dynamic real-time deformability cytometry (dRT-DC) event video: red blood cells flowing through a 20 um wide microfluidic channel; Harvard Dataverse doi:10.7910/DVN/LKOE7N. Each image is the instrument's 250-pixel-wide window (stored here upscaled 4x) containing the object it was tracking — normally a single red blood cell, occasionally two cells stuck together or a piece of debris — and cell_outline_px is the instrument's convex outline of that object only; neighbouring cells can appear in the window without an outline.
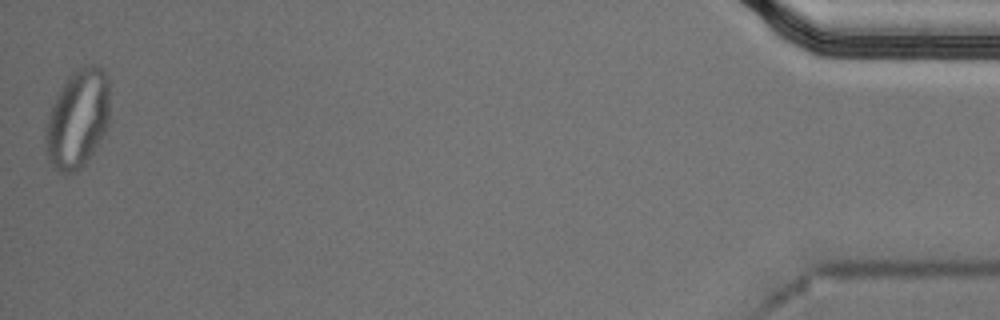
{"species": "Egyptian fruit bat (a non-hibernating species)", "species_latin": "Rousettus aegyptiacus", "temperature_condition": "cold", "stored_images_in_passage": 55, "segment_of_instrument_passage": [2, 2], "camera_frame_rate_fps": 3000, "um_per_image_px": 0.085, "animal": {"sex": "male"}, "frame": {"image": 1, "passage_image": 55, "time_ms": 18.0, "image_size_px": [1000, 320], "cell_outline_px": [[108, 124], [104, 132], [92, 152], [84, 164], [76, 172], [60, 172], [52, 168], [48, 160], [44, 140], [44, 128], [52, 104], [56, 96], [68, 76], [72, 72], [84, 64], [96, 64], [104, 68], [108, 76]], "centroid_in_image_um": [6.57, 10.07], "position_along_channel_um": 428.6, "area_um2": 37.11}}